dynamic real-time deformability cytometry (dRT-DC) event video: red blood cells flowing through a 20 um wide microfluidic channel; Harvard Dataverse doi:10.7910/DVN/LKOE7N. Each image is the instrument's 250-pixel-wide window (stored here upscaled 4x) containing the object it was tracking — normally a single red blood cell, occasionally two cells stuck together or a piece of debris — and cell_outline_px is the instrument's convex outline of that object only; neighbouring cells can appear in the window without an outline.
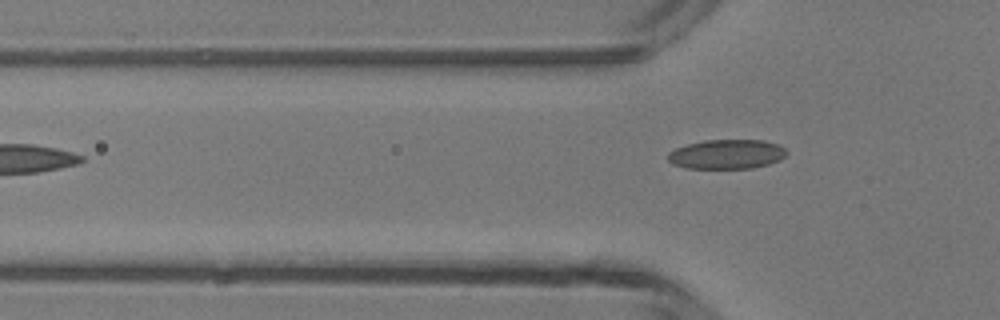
{"species": "common noctule bat (a hibernating species)", "species_latin": "Nyctalus noctula", "temperature_condition": "room temperature", "stored_images_in_passage": 4, "camera_frame_rate_fps": 3000, "um_per_image_px": 0.085, "animal": {"sex": "male", "body_mass_g": 13.3}, "frame": {"image": 1, "passage_image": 4, "time_ms": 3.667, "image_size_px": [1000, 320], "cell_outline_px": [[788, 152], [780, 160], [768, 164], [752, 168], [684, 168], [672, 164], [668, 160], [668, 152], [676, 148], [688, 144], [704, 140], [764, 140], [776, 144], [784, 148]], "centroid_in_image_um": [61.75, 13.11], "position_along_channel_um": 64.0, "area_um2": 20.35}}